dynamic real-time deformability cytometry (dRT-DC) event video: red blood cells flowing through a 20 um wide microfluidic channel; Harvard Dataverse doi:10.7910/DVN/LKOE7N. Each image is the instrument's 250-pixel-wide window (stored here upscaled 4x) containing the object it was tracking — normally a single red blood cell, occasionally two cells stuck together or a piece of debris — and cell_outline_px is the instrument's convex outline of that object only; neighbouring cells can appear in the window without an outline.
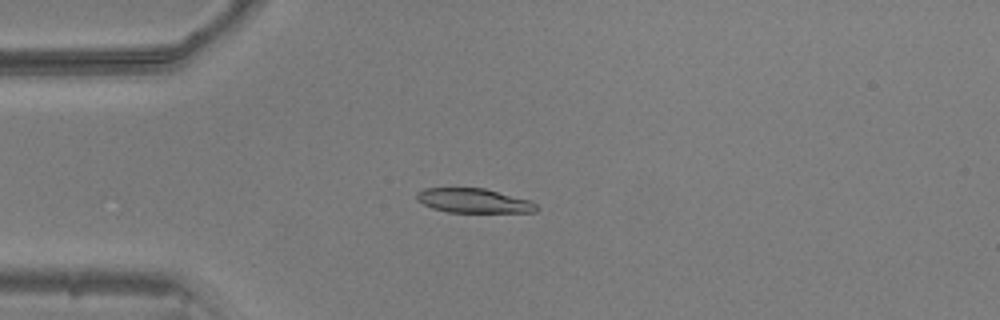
{"species": "common noctule bat (a hibernating species)", "species_latin": "Nyctalus noctula", "temperature_condition": "warm", "stored_images_in_passage": 23, "camera_frame_rate_fps": 3000, "um_per_image_px": 0.085, "animal": {"sex": "male", "body_mass_g": 20.5, "forearm_length_mm": 52.5}, "frame": {"image": 1, "passage_image": 13, "time_ms": 4.0, "image_size_px": [1000, 320], "cell_outline_px": [[540, 208], [536, 212], [448, 212], [432, 208], [416, 200], [416, 192], [424, 188], [484, 188], [532, 200]], "centroid_in_image_um": [40.29, 17.06], "position_along_channel_um": 44.7, "area_um2": 17.17}}
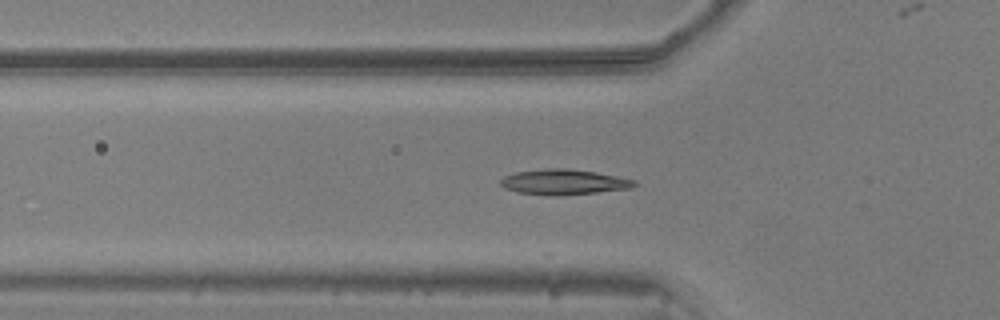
{"frame": {"image": 2, "passage_image": 17, "time_ms": 5.333, "image_size_px": [1000, 320], "cell_outline_px": [[636, 184], [632, 188], [596, 192], [520, 192], [504, 188], [500, 184], [500, 180], [504, 176], [516, 172], [548, 168], [568, 168], [596, 172], [636, 180]], "centroid_in_image_um": [47.95, 15.4], "position_along_channel_um": 77.8, "area_um2": 18.5}}
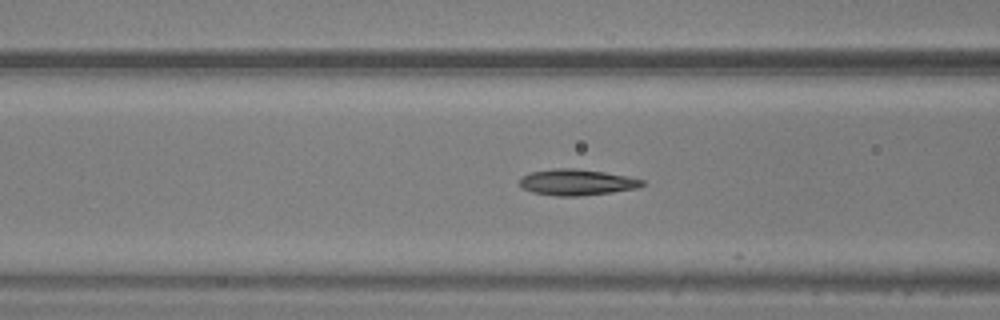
{"frame": {"image": 3, "passage_image": 20, "time_ms": 6.333, "image_size_px": [1000, 320], "cell_outline_px": [[644, 184], [636, 188], [612, 192], [576, 196], [556, 196], [532, 192], [524, 188], [520, 184], [520, 176], [532, 172], [556, 168], [576, 168], [604, 172], [644, 180]], "centroid_in_image_um": [48.99, 15.49], "position_along_channel_um": 117.6, "area_um2": 18.38}}